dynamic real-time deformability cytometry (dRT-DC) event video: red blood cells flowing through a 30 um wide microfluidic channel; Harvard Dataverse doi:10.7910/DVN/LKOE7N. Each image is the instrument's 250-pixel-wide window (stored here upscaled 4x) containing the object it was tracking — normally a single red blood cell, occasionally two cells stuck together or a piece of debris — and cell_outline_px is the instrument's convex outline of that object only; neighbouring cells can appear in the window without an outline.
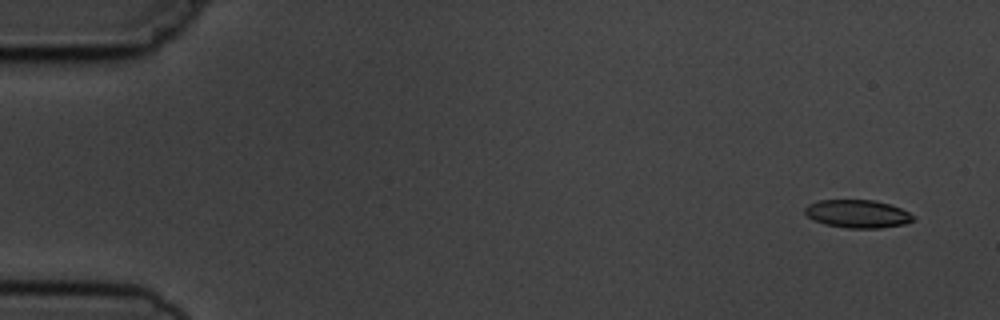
{"species": "common noctule bat (a hibernating species)", "species_latin": "Nyctalus noctula", "temperature_condition": "cold", "stored_images_in_passage": 5, "camera_frame_rate_fps": 3000, "um_per_image_px": 0.085, "animal": {"sex": "male", "body_mass_g": 19.5, "forearm_length_mm": 54.6}, "frame": {"image": 1, "passage_image": 1, "time_ms": 0.0, "image_size_px": [1000, 320], "cell_outline_px": [[916, 216], [912, 220], [904, 224], [880, 228], [848, 228], [824, 224], [812, 220], [804, 212], [804, 208], [808, 204], [820, 200], [876, 200], [900, 208]], "centroid_in_image_um": [72.86, 18.17], "position_along_channel_um": 12.1, "area_um2": 17.69}}
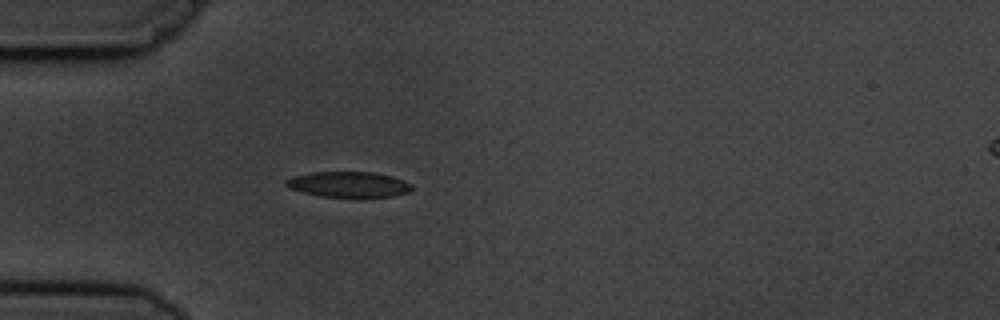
{"frame": {"image": 2, "passage_image": 5, "time_ms": 4.333, "image_size_px": [1000, 320], "cell_outline_px": [[412, 188], [408, 192], [392, 196], [360, 200], [320, 196], [288, 188], [284, 184], [284, 180], [292, 176], [312, 172], [372, 172], [404, 180], [412, 184]], "centroid_in_image_um": [29.62, 15.72], "position_along_channel_um": 55.4, "area_um2": 19.48}}